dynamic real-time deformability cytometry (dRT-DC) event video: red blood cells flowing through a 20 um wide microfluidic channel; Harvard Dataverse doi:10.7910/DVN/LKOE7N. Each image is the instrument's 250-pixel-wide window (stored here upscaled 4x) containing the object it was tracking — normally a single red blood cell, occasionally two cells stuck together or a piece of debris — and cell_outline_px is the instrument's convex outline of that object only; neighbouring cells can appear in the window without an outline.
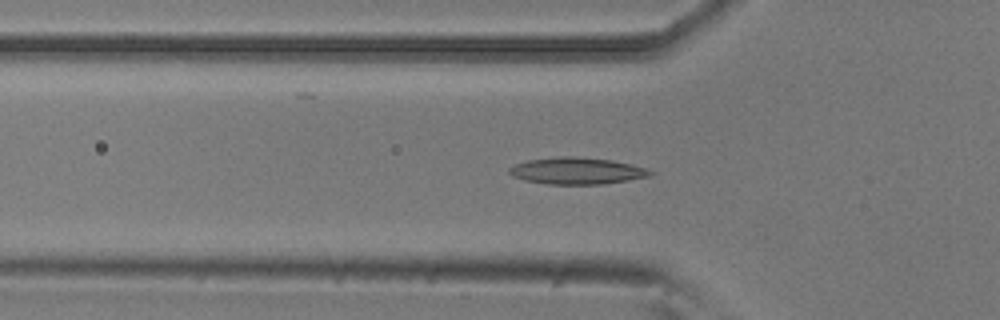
{"species": "common noctule bat (a hibernating species)", "species_latin": "Nyctalus noctula", "temperature_condition": "room temperature", "stored_images_in_passage": 47, "camera_frame_rate_fps": 3000, "um_per_image_px": 0.085, "animal": {"sex": "male", "body_mass_g": 20.5, "forearm_length_mm": 52.5}, "frame": {"image": 1, "passage_image": 12, "time_ms": 3.667, "image_size_px": [1000, 320], "cell_outline_px": [[652, 176], [628, 180], [600, 184], [548, 184], [524, 180], [512, 176], [508, 172], [508, 168], [516, 164], [528, 160], [560, 156], [572, 156], [612, 160], [632, 164], [644, 168], [652, 172]], "centroid_in_image_um": [49.01, 14.52], "position_along_channel_um": 76.8, "area_um2": 21.85}}
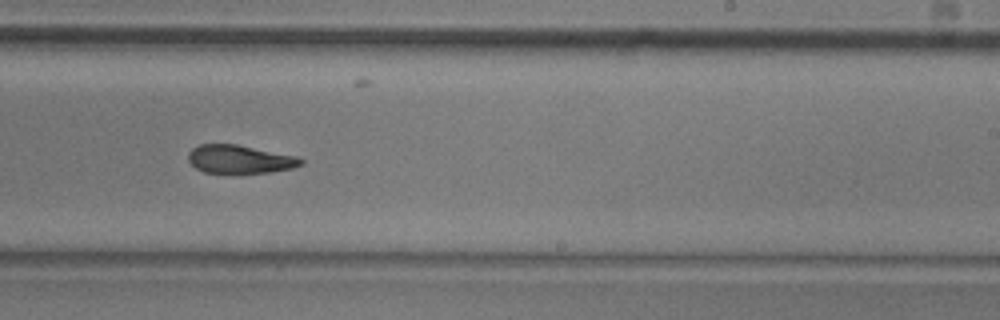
{"frame": {"image": 2, "passage_image": 27, "time_ms": 8.667, "image_size_px": [1000, 320], "cell_outline_px": [[304, 164], [292, 168], [272, 172], [204, 172], [196, 168], [188, 160], [188, 152], [192, 148], [200, 144], [236, 144], [296, 156], [304, 160]], "centroid_in_image_um": [20.38, 13.52], "position_along_channel_um": 268.6, "area_um2": 18.38}}
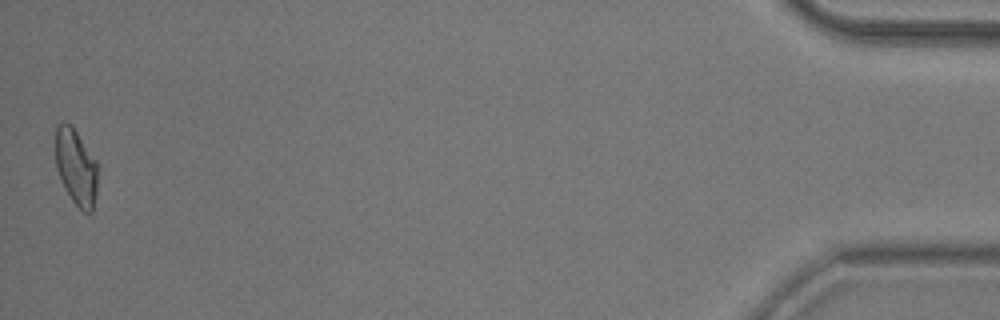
{"frame": {"image": 3, "passage_image": 47, "time_ms": 15.333, "image_size_px": [1000, 320], "cell_outline_px": [[100, 164], [96, 196], [92, 212], [88, 216], [72, 200], [64, 188], [56, 168], [56, 124], [64, 120], [72, 124]], "centroid_in_image_um": [6.51, 14.18], "position_along_channel_um": 428.7, "area_um2": 19.59}, "authors_computed_cell_mechanics": {"area_um2": 19.8254, "velocity_mm_per_s": 3.8245, "shape_relaxation_time_tau1_ms": null, "shape_relaxation_time_tau2_ms": 3.7141, "deformation_change_tau1": null, "deformation_change_tau2": 0.1145}}